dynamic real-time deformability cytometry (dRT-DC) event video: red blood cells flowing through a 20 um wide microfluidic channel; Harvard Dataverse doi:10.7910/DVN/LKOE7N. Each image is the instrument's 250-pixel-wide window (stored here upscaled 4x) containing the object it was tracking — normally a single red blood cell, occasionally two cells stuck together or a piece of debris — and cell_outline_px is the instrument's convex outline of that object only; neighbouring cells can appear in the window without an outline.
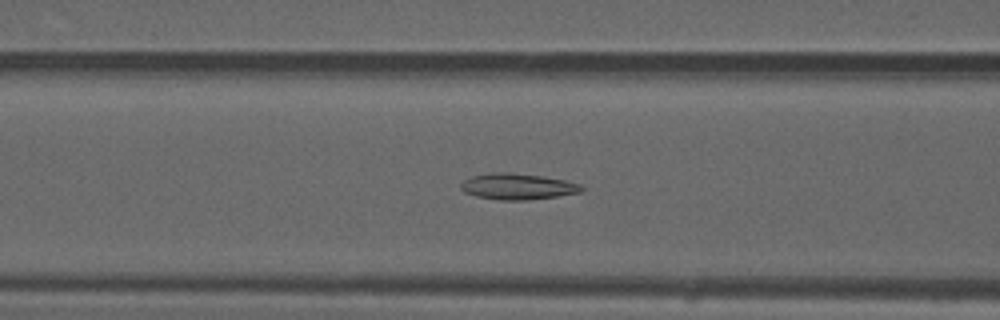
{"species": "common noctule bat (a hibernating species)", "species_latin": "Nyctalus noctula", "temperature_condition": "warm", "stored_images_in_passage": 51, "camera_frame_rate_fps": 3000, "um_per_image_px": 0.085, "animal": {"sex": "male", "forearm_length_mm": 52.5}, "frame": {"image": 1, "passage_image": 21, "time_ms": 6.667, "image_size_px": [1000, 320], "cell_outline_px": [[584, 188], [580, 192], [556, 196], [528, 200], [500, 200], [476, 196], [464, 192], [460, 188], [460, 184], [464, 180], [472, 176], [488, 172], [508, 172], [540, 176], [564, 180], [580, 184]], "centroid_in_image_um": [43.95, 15.85], "position_along_channel_um": 122.7, "area_um2": 18.26}}
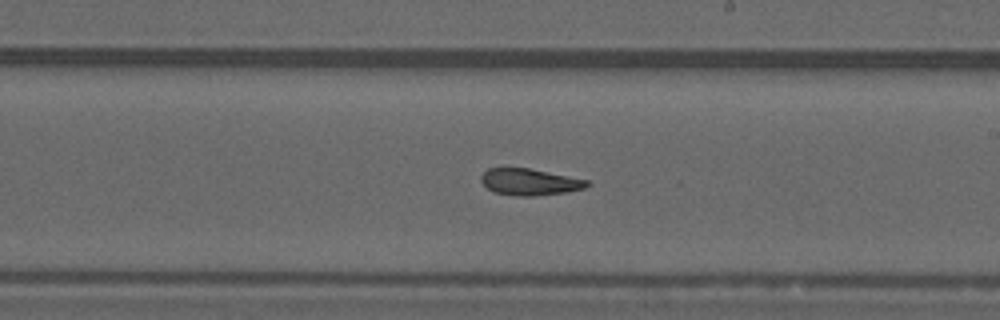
{"frame": {"image": 2, "passage_image": 30, "time_ms": 9.667, "image_size_px": [1000, 320], "cell_outline_px": [[592, 184], [584, 188], [564, 192], [532, 196], [516, 196], [492, 192], [480, 180], [480, 176], [488, 168], [528, 168], [588, 180]], "centroid_in_image_um": [45.0, 15.47], "position_along_channel_um": 244.0, "area_um2": 16.3}}
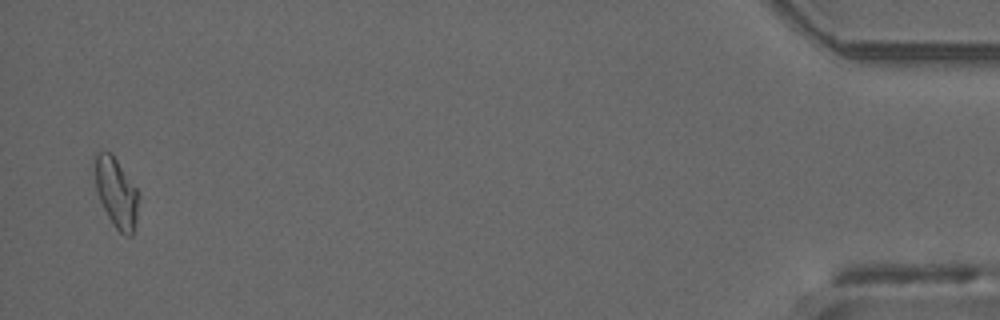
{"frame": {"image": 3, "passage_image": 50, "time_ms": 16.333, "image_size_px": [1000, 320], "cell_outline_px": [[140, 196], [136, 220], [132, 236], [124, 236], [116, 228], [108, 216], [100, 200], [96, 188], [92, 156], [96, 152], [108, 152], [116, 160], [140, 192]], "centroid_in_image_um": [9.88, 16.37], "position_along_channel_um": 425.3, "area_um2": 17.92}, "authors_computed_cell_mechanics": {"area_um2": 17.5712, "velocity_mm_per_s": 4.0572, "shape_relaxation_time_tau1_ms": null, "shape_relaxation_time_tau2_ms": 2.3466, "deformation_change_tau1": null, "deformation_change_tau2": 0.1008}}